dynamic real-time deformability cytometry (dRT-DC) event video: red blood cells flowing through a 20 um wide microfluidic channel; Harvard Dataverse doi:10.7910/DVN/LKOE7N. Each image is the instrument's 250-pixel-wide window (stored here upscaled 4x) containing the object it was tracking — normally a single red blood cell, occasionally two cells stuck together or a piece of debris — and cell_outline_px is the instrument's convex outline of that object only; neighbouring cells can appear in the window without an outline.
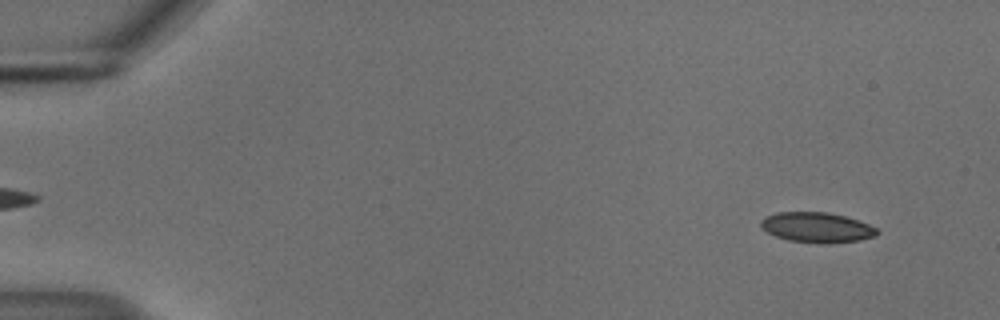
{"species": "common noctule bat (a hibernating species)", "species_latin": "Nyctalus noctula", "temperature_condition": "cold", "stored_images_in_passage": 52, "camera_frame_rate_fps": 3000, "um_per_image_px": 0.085, "animal": {"sex": "male", "body_mass_g": 18.8}, "frame": {"image": 1, "passage_image": 1, "time_ms": 0.0, "image_size_px": [1000, 320], "cell_outline_px": [[880, 232], [876, 236], [860, 240], [828, 244], [816, 244], [788, 240], [776, 236], [760, 228], [760, 220], [764, 216], [776, 212], [828, 212], [844, 216], [880, 228]], "centroid_in_image_um": [69.43, 19.34], "position_along_channel_um": 15.6, "area_um2": 20.81}}
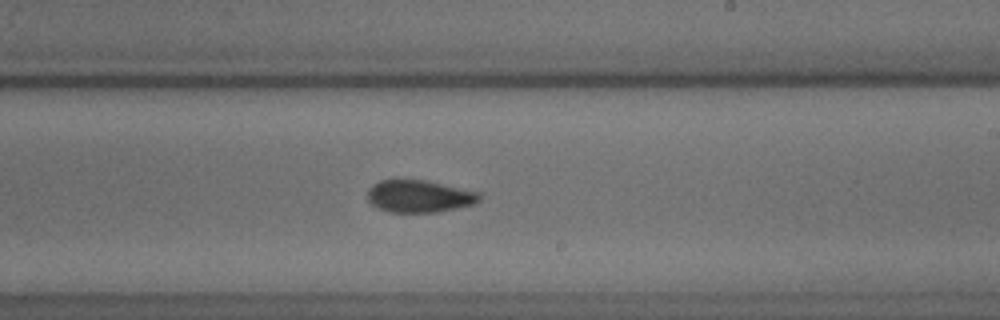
{"frame": {"image": 2, "passage_image": 30, "time_ms": 9.667, "image_size_px": [1000, 320], "cell_outline_px": [[480, 200], [476, 204], [436, 212], [388, 212], [376, 208], [368, 200], [368, 188], [372, 184], [380, 180], [428, 180], [480, 192]], "centroid_in_image_um": [35.64, 16.68], "position_along_channel_um": 253.4, "area_um2": 21.27}}
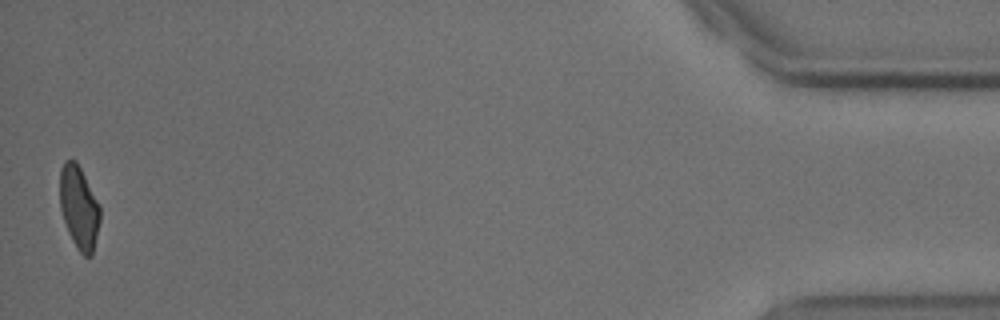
{"frame": {"image": 3, "passage_image": 51, "time_ms": 16.667, "image_size_px": [1000, 320], "cell_outline_px": [[100, 220], [92, 256], [84, 256], [76, 248], [68, 232], [60, 208], [60, 168], [64, 160], [76, 160], [100, 204]], "centroid_in_image_um": [6.72, 17.62], "position_along_channel_um": 428.5, "area_um2": 19.54}, "authors_computed_cell_mechanics": {"area_um2": 20.9236, "velocity_mm_per_s": 3.6996, "shape_relaxation_time_tau1_ms": 4.8677, "shape_relaxation_time_tau2_ms": 2.3783, "deformation_change_tau1": 0.1106, "deformation_change_tau2": 0.0707}}